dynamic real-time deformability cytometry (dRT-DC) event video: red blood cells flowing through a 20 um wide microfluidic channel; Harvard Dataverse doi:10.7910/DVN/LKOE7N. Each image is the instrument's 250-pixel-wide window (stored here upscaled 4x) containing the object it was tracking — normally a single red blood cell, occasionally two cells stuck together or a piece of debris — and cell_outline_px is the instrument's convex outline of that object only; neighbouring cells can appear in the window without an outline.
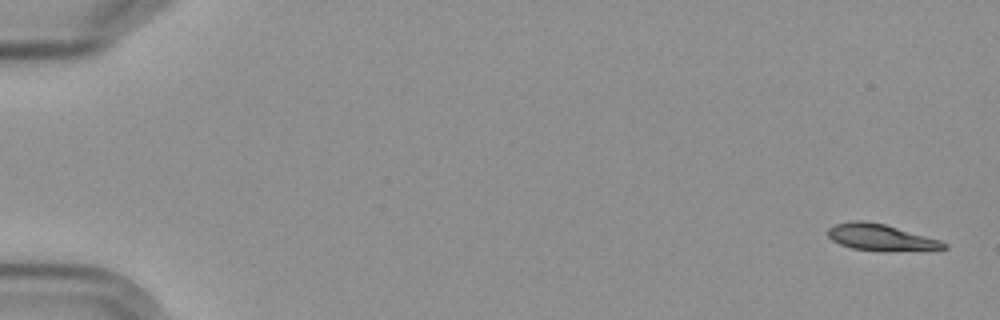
{"species": "Egyptian fruit bat (a non-hibernating species)", "species_latin": "Rousettus aegyptiacus", "temperature_condition": "cold", "stored_images_in_passage": 4, "camera_frame_rate_fps": 3000, "um_per_image_px": 0.085, "frame": {"image": 1, "passage_image": 1, "time_ms": 0.0, "image_size_px": [1000, 320], "cell_outline_px": [[948, 248], [884, 252], [852, 248], [840, 244], [832, 240], [828, 236], [828, 228], [836, 224], [852, 220], [864, 220], [884, 224], [940, 240], [948, 244]], "centroid_in_image_um": [74.85, 20.18], "position_along_channel_um": 10.2, "area_um2": 17.86}}